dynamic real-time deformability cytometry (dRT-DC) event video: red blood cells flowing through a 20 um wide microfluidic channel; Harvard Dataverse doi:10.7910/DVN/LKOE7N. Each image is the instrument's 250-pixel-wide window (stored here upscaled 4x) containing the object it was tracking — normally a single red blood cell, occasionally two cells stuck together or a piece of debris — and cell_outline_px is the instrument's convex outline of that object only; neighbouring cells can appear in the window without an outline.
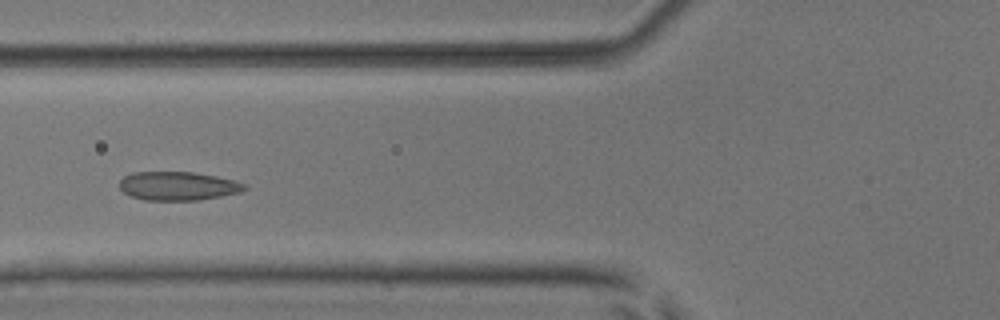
{"species": "common noctule bat (a hibernating species)", "species_latin": "Nyctalus noctula", "temperature_condition": "room temperature", "stored_images_in_passage": 15, "camera_frame_rate_fps": 3000, "um_per_image_px": 0.085, "animal": {"sex": "male", "body_mass_g": 17.9, "forearm_length_mm": 54.2}, "frame": {"image": 1, "passage_image": 12, "time_ms": 3.667, "image_size_px": [1000, 320], "cell_outline_px": [[248, 188], [240, 192], [200, 200], [144, 200], [132, 196], [124, 192], [120, 188], [120, 180], [124, 176], [132, 172], [192, 172], [216, 176], [248, 184]], "centroid_in_image_um": [15.14, 15.81], "position_along_channel_um": 110.7, "area_um2": 20.87}}